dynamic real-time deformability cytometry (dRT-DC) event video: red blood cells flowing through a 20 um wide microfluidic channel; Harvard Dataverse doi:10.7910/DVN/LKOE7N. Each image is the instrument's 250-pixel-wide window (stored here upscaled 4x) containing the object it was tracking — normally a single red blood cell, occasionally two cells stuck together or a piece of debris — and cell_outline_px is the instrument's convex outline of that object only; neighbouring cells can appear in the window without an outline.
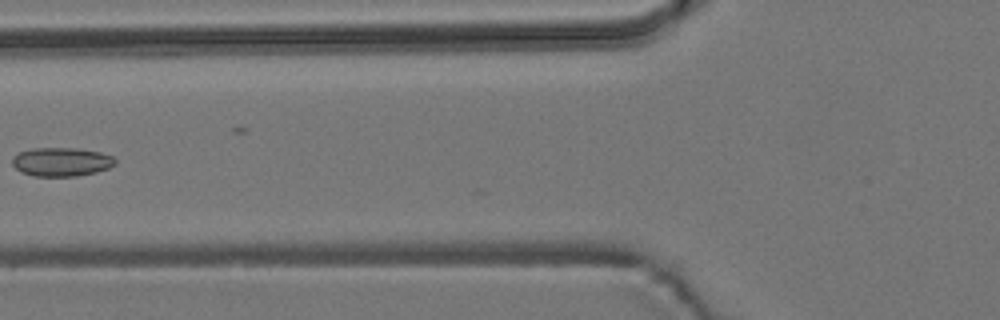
{"species": "common noctule bat (a hibernating species)", "species_latin": "Nyctalus noctula", "temperature_condition": "room temperature", "stored_images_in_passage": 6, "camera_frame_rate_fps": 3000, "um_per_image_px": 0.085, "animal": {"sex": "male", "body_mass_g": 19.2, "forearm_length_mm": 51.8}, "frame": {"image": 1, "passage_image": 6, "time_ms": 6.667, "image_size_px": [1000, 320], "cell_outline_px": [[116, 164], [108, 168], [96, 172], [76, 176], [32, 176], [20, 172], [12, 164], [12, 156], [20, 152], [32, 148], [80, 148], [100, 152], [112, 156], [116, 160]], "centroid_in_image_um": [5.21, 13.75], "position_along_channel_um": 120.6, "area_um2": 17.4}}